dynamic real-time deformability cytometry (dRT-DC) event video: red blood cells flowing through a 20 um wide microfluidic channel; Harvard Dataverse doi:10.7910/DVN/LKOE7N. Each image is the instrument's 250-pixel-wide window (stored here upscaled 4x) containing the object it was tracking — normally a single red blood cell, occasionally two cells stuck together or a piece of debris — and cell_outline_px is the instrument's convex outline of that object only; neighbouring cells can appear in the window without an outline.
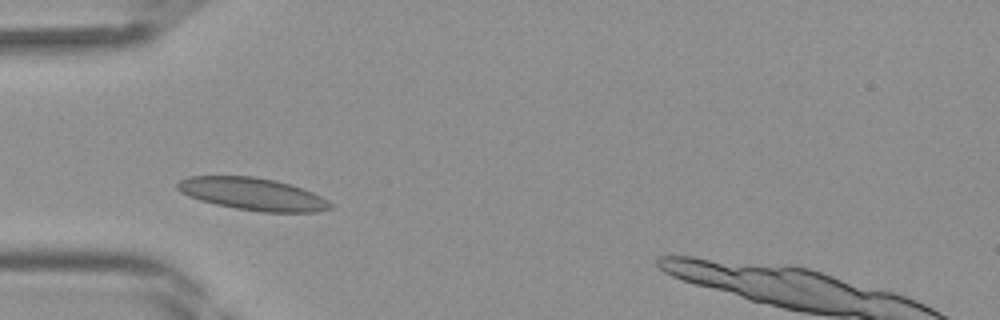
{"species": "Egyptian fruit bat (a non-hibernating species)", "species_latin": "Rousettus aegyptiacus", "temperature_condition": "room temperature", "stored_images_in_passage": 27, "camera_frame_rate_fps": 3000, "um_per_image_px": 0.085, "frame": {"image": 1, "passage_image": 7, "time_ms": 2.0, "image_size_px": [1000, 320], "cell_outline_px": [[332, 208], [316, 212], [260, 212], [236, 208], [216, 204], [200, 200], [188, 196], [180, 192], [176, 188], [176, 184], [180, 180], [188, 176], [256, 176], [276, 180], [304, 188], [328, 200], [332, 204]], "centroid_in_image_um": [21.47, 16.48], "position_along_channel_um": 63.5, "area_um2": 29.02}}
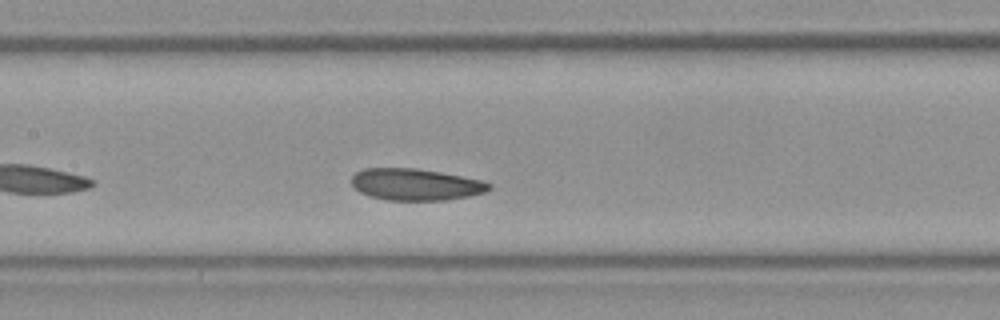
{"frame": {"image": 2, "passage_image": 14, "time_ms": 4.333, "image_size_px": [1000, 320], "cell_outline_px": [[492, 188], [484, 192], [468, 196], [444, 200], [388, 200], [372, 196], [360, 192], [352, 184], [352, 176], [356, 172], [364, 168], [416, 168], [440, 172], [484, 180], [492, 184]], "centroid_in_image_um": [35.36, 15.67], "position_along_channel_um": 172.0, "area_um2": 25.32}}
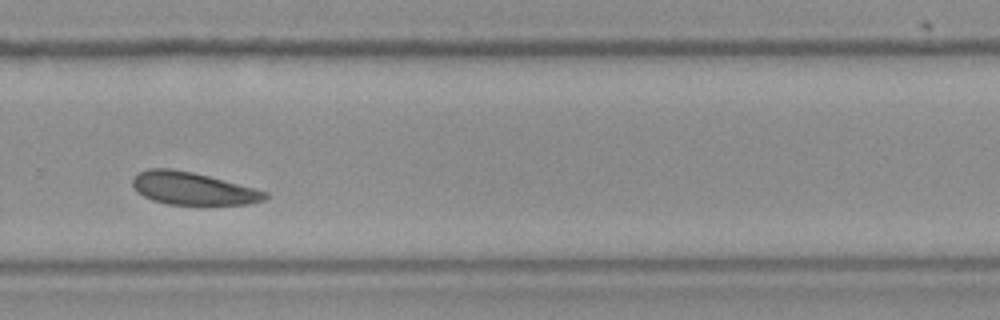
{"frame": {"image": 3, "passage_image": 23, "time_ms": 7.333, "image_size_px": [1000, 320], "cell_outline_px": [[268, 196], [264, 200], [248, 204], [168, 204], [152, 200], [144, 196], [132, 184], [132, 176], [136, 172], [148, 168], [172, 168], [192, 172], [208, 176], [268, 192]], "centroid_in_image_um": [16.34, 16.0], "position_along_channel_um": 313.5, "area_um2": 24.91}}